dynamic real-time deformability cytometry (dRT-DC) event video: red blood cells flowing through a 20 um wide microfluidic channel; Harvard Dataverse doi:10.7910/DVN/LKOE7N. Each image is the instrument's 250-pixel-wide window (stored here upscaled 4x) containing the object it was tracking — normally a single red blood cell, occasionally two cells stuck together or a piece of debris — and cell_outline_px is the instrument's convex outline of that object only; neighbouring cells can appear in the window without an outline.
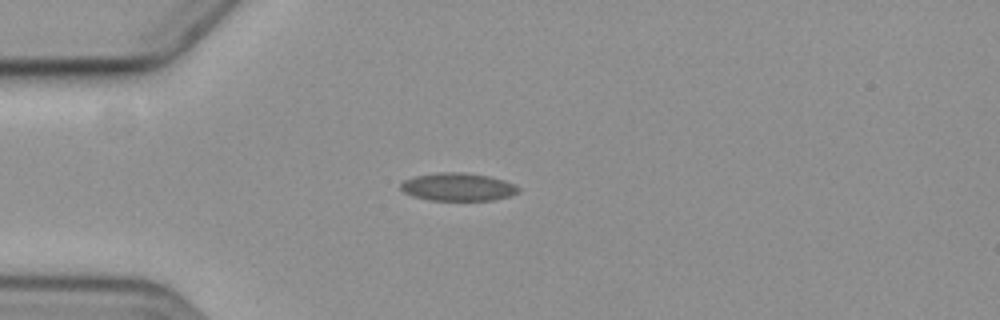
{"species": "common noctule bat (a hibernating species)", "species_latin": "Nyctalus noctula", "temperature_condition": "cold", "stored_images_in_passage": 6, "camera_frame_rate_fps": 3000, "um_per_image_px": 0.085, "animal": {"sex": "female", "body_mass_g": 19.3, "forearm_length_mm": 54.1}, "frame": {"image": 1, "passage_image": 4, "time_ms": 3.667, "image_size_px": [1000, 320], "cell_outline_px": [[520, 188], [516, 192], [508, 196], [492, 200], [428, 200], [412, 196], [404, 192], [400, 188], [400, 184], [404, 180], [416, 176], [436, 172], [464, 172], [488, 176], [504, 180]], "centroid_in_image_um": [38.87, 15.88], "position_along_channel_um": 46.1, "area_um2": 19.02}}
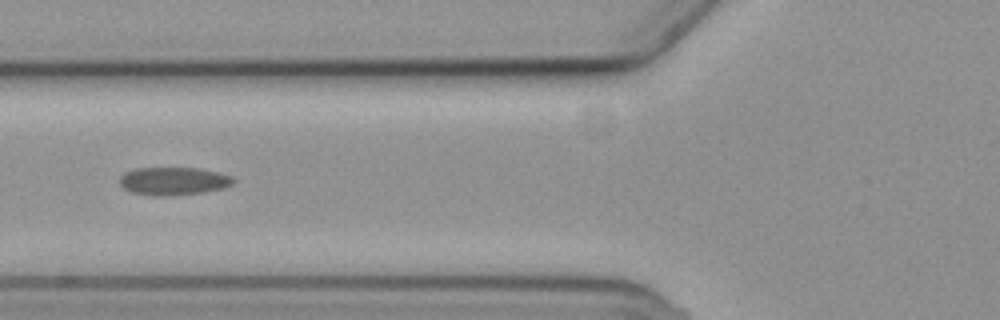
{"frame": {"image": 2, "passage_image": 6, "time_ms": 6.0, "image_size_px": [1000, 320], "cell_outline_px": [[236, 180], [232, 184], [224, 188], [200, 192], [160, 196], [152, 196], [132, 192], [124, 188], [120, 184], [120, 176], [124, 172], [136, 168], [196, 168], [216, 172], [232, 176]], "centroid_in_image_um": [14.72, 15.38], "position_along_channel_um": 111.1, "area_um2": 18.32}}